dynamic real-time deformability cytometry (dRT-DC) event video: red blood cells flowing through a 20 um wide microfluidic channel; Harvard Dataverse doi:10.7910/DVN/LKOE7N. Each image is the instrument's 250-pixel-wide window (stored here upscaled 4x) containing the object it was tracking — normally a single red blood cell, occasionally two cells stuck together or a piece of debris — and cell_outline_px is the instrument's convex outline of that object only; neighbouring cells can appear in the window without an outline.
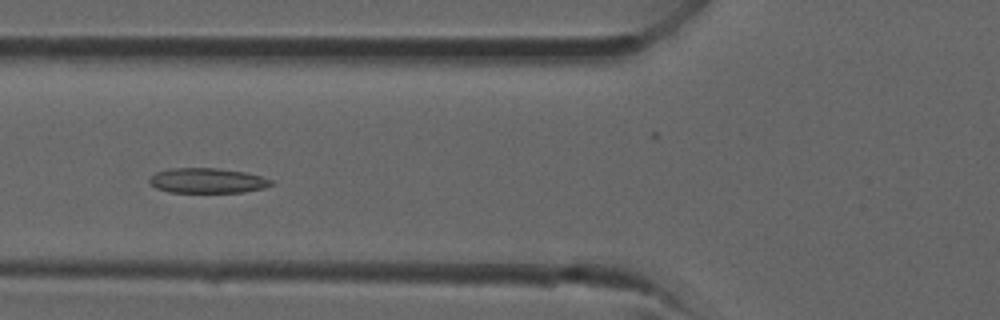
{"species": "common noctule bat (a hibernating species)", "species_latin": "Nyctalus noctula", "temperature_condition": "room temperature", "stored_images_in_passage": 13, "camera_frame_rate_fps": 3000, "um_per_image_px": 0.085, "animal": {"sex": "male", "forearm_length_mm": 52.5}, "frame": {"image": 1, "passage_image": 13, "time_ms": 4.0, "image_size_px": [1000, 320], "cell_outline_px": [[272, 184], [264, 188], [244, 192], [168, 192], [156, 188], [148, 184], [148, 180], [156, 172], [168, 168], [216, 168], [244, 172], [260, 176], [272, 180]], "centroid_in_image_um": [17.57, 15.35], "position_along_channel_um": 108.2, "area_um2": 17.74}}